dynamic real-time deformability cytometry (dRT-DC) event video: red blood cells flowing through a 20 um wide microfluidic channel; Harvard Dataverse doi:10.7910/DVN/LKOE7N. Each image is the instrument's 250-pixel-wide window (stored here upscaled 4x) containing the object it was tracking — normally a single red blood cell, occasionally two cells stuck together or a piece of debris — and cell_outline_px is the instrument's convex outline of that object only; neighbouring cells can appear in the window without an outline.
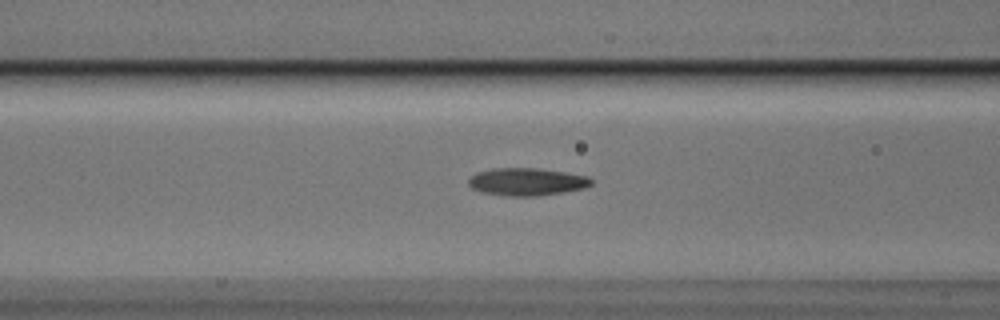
{"species": "Egyptian fruit bat (a non-hibernating species)", "species_latin": "Rousettus aegyptiacus", "temperature_condition": "cold", "stored_images_in_passage": 32, "camera_frame_rate_fps": 3000, "um_per_image_px": 0.085, "animal": {"sex": "male"}, "frame": {"image": 1, "passage_image": 9, "time_ms": 2.667, "image_size_px": [1000, 320], "cell_outline_px": [[592, 184], [584, 188], [564, 192], [540, 196], [504, 196], [480, 192], [472, 188], [468, 184], [468, 180], [476, 172], [492, 168], [536, 168], [564, 172], [584, 176], [592, 180]], "centroid_in_image_um": [44.73, 15.46], "position_along_channel_um": 121.9, "area_um2": 19.77}}
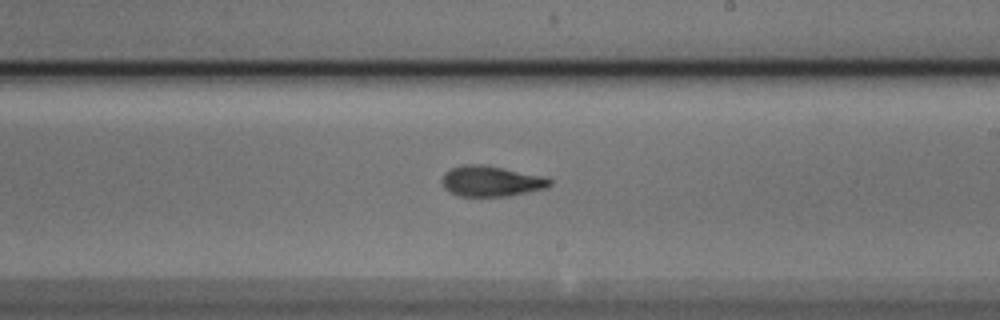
{"frame": {"image": 2, "passage_image": 19, "time_ms": 6.0, "image_size_px": [1000, 320], "cell_outline_px": [[552, 184], [548, 188], [512, 196], [456, 196], [448, 192], [444, 188], [440, 180], [444, 172], [452, 168], [464, 164], [484, 164], [544, 176], [552, 180]], "centroid_in_image_um": [41.74, 15.41], "position_along_channel_um": 247.3, "area_um2": 19.65}}
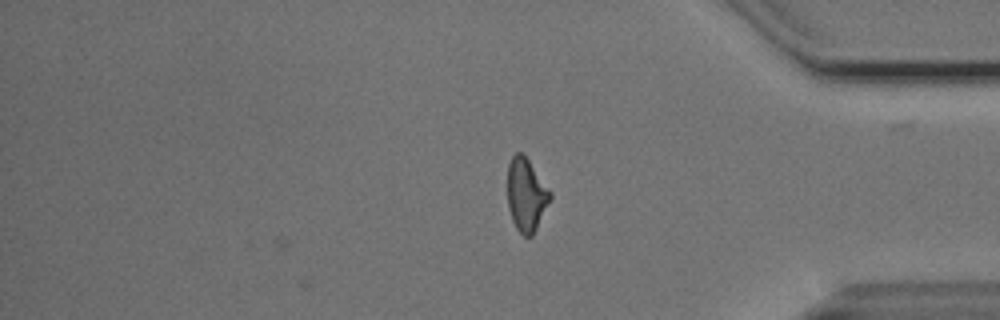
{"frame": {"image": 3, "passage_image": 32, "time_ms": 10.333, "image_size_px": [1000, 320], "cell_outline_px": [[552, 196], [532, 236], [524, 236], [516, 228], [512, 220], [508, 208], [508, 164], [512, 156], [516, 152], [524, 152], [552, 192]], "centroid_in_image_um": [44.73, 16.5], "position_along_channel_um": 390.5, "area_um2": 18.26}, "authors_computed_cell_mechanics": {"area_um2": 18.9295, "velocity_mm_per_s": 3.7593, "shape_relaxation_time_tau1_ms": 7.755, "shape_relaxation_time_tau2_ms": 2.5053, "deformation_change_tau1": 0.1997, "deformation_change_tau2": 0.1017}}